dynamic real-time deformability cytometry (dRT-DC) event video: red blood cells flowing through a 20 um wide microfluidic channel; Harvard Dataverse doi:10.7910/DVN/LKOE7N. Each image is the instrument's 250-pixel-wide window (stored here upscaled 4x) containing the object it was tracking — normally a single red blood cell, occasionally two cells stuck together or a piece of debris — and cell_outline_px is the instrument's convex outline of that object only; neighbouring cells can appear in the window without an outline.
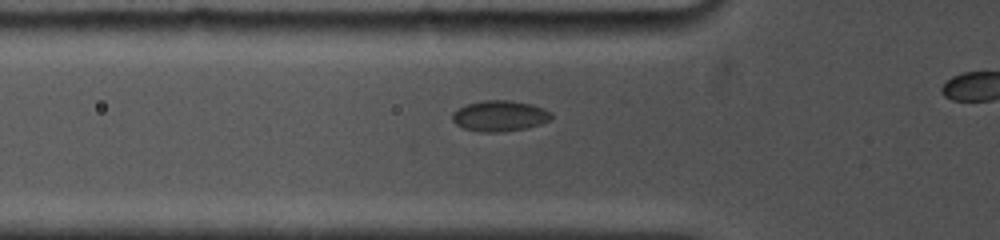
{"species": "common noctule bat (a hibernating species)", "species_latin": "Nyctalus noctula", "temperature_condition": "cold", "stored_images_in_passage": 6, "camera_frame_rate_fps": 5000, "um_per_image_px": 0.085, "animal": {"sex": "female", "body_mass_g": 19.0, "forearm_length_mm": 53.3}, "frame": {"image": 1, "passage_image": 4, "time_ms": 1.2, "image_size_px": [1000, 240], "cell_outline_px": [[552, 120], [540, 124], [524, 128], [504, 132], [480, 132], [464, 128], [456, 124], [452, 120], [452, 112], [468, 104], [484, 100], [508, 100], [532, 104], [544, 108], [552, 112]], "centroid_in_image_um": [42.5, 9.85], "position_along_channel_um": 83.3, "area_um2": 17.8}}